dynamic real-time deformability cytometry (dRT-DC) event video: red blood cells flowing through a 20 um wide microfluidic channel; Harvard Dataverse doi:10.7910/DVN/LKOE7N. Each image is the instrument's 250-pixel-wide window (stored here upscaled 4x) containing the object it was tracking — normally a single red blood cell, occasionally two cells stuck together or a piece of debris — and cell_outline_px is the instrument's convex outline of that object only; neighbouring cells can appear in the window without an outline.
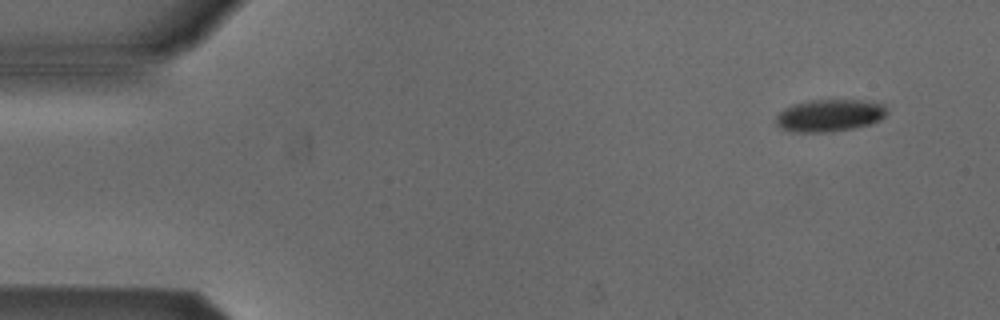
{"species": "Egyptian fruit bat (a non-hibernating species)", "species_latin": "Rousettus aegyptiacus", "temperature_condition": "cold", "stored_images_in_passage": 4, "camera_frame_rate_fps": 3000, "um_per_image_px": 0.085, "animal": {"sex": "male"}, "frame": {"image": 1, "passage_image": 1, "time_ms": 0.0, "image_size_px": [1000, 320], "cell_outline_px": [[888, 112], [880, 120], [856, 128], [832, 132], [792, 132], [776, 124], [776, 116], [784, 108], [792, 104], [812, 100], [860, 100], [884, 104]], "centroid_in_image_um": [70.52, 9.81], "position_along_channel_um": 14.5, "area_um2": 20.87}}
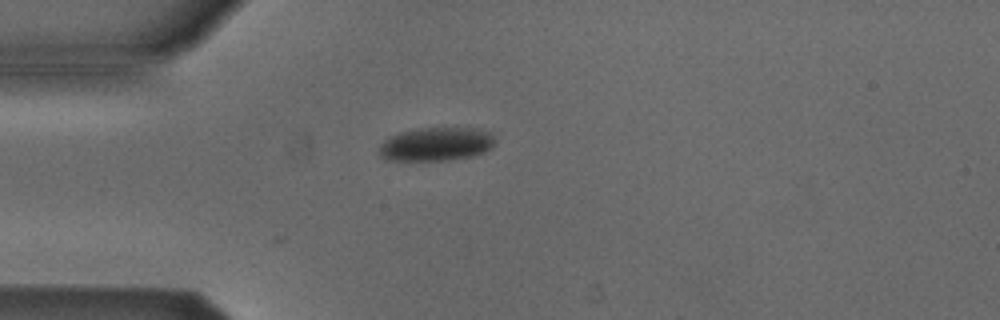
{"frame": {"image": 2, "passage_image": 3, "time_ms": 0.667, "image_size_px": [1000, 320], "cell_outline_px": [[496, 144], [492, 148], [484, 152], [472, 156], [448, 160], [384, 160], [380, 156], [376, 148], [388, 136], [400, 132], [420, 128], [472, 128], [488, 132], [496, 140]], "centroid_in_image_um": [37.03, 12.26], "position_along_channel_um": 48.0, "area_um2": 22.89}}